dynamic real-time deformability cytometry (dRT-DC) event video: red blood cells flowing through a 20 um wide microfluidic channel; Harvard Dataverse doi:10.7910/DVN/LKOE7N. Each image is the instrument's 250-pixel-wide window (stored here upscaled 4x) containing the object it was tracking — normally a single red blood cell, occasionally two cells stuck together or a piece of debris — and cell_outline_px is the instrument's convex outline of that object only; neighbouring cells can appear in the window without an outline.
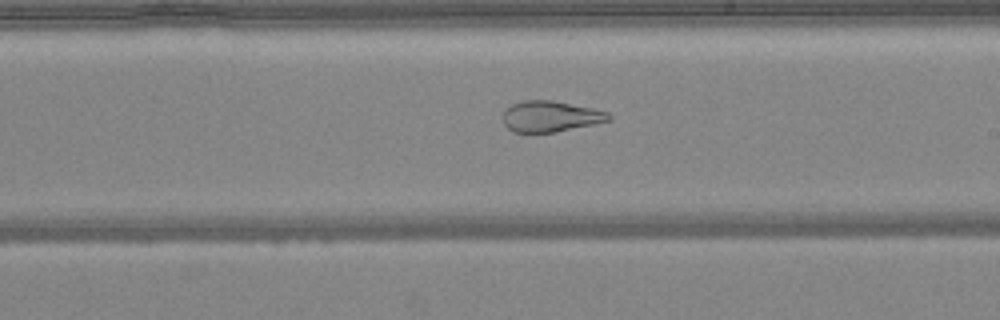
{"species": "common noctule bat (a hibernating species)", "species_latin": "Nyctalus noctula", "temperature_condition": "warm", "stored_images_in_passage": 48, "camera_frame_rate_fps": 3000, "um_per_image_px": 0.085, "animal": {"sex": "female", "body_mass_g": 24.6, "forearm_length_mm": 56.2}, "frame": {"image": 1, "passage_image": 28, "time_ms": 9.0, "image_size_px": [1000, 320], "cell_outline_px": [[612, 120], [552, 132], [512, 132], [504, 124], [504, 112], [512, 104], [524, 100], [552, 100], [592, 108], [608, 112], [612, 116]], "centroid_in_image_um": [46.8, 9.88], "position_along_channel_um": 242.2, "area_um2": 18.79}}
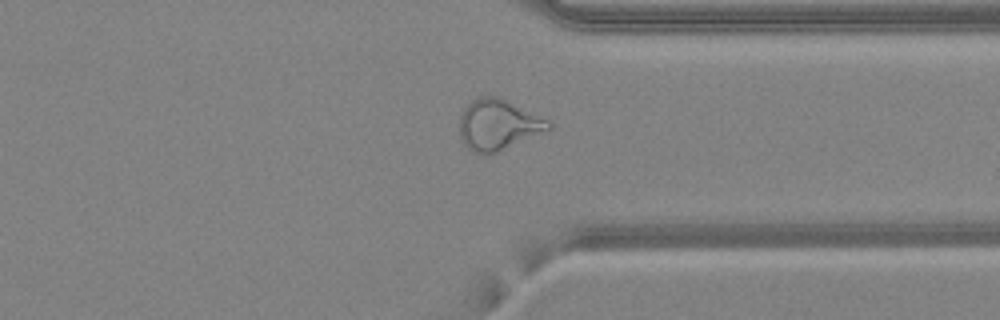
{"frame": {"image": 2, "passage_image": 37, "time_ms": 12.0, "image_size_px": [1000, 320], "cell_outline_px": [[552, 128], [496, 152], [484, 156], [472, 152], [460, 140], [460, 116], [464, 108], [472, 100], [480, 96], [500, 96], [548, 120], [552, 124]], "centroid_in_image_um": [42.3, 10.6], "position_along_channel_um": 369.1, "area_um2": 26.24}}
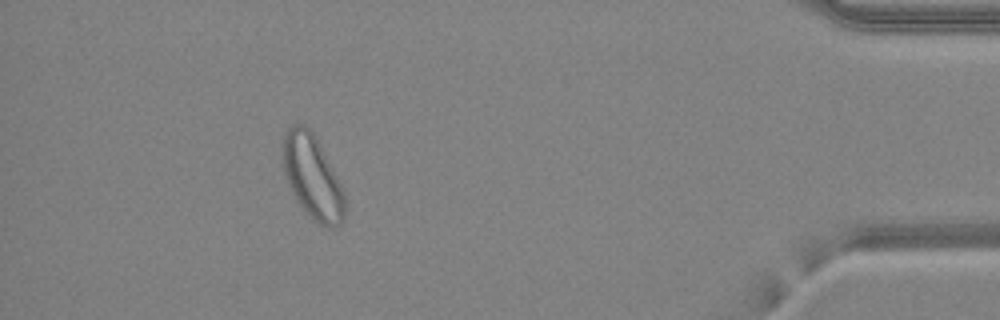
{"frame": {"image": 3, "passage_image": 44, "time_ms": 14.333, "image_size_px": [1000, 320], "cell_outline_px": [[344, 220], [336, 228], [328, 228], [320, 224], [296, 200], [288, 184], [284, 172], [280, 156], [280, 148], [284, 132], [292, 124], [304, 124], [316, 136], [344, 192]], "centroid_in_image_um": [26.51, 14.98], "position_along_channel_um": 408.7, "area_um2": 30.29}, "authors_computed_cell_mechanics": {"area_um2": 28.5821, "velocity_mm_per_s": 4.2604, "shape_relaxation_time_tau1_ms": null, "shape_relaxation_time_tau2_ms": 1.1194, "deformation_change_tau1": null, "deformation_change_tau2": 0.0878}}